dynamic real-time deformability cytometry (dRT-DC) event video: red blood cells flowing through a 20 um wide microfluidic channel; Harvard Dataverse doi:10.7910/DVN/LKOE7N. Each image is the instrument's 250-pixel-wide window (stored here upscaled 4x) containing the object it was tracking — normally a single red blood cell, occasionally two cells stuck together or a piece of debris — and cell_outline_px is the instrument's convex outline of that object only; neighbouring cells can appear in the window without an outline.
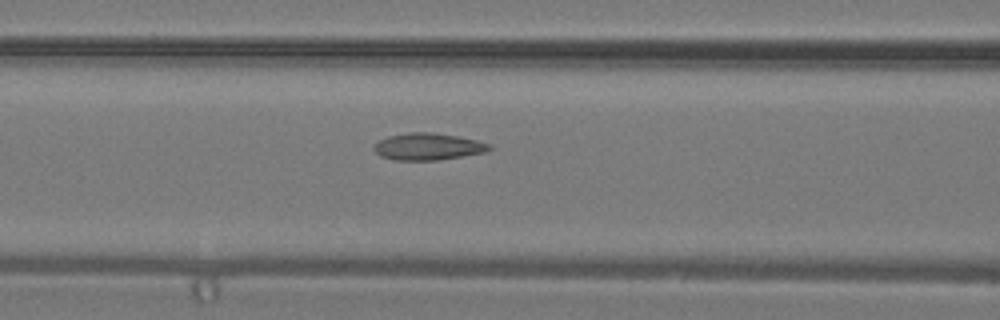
{"species": "common noctule bat (a hibernating species)", "species_latin": "Nyctalus noctula", "temperature_condition": "warm", "stored_images_in_passage": 10, "camera_frame_rate_fps": 3000, "um_per_image_px": 0.085, "animal": {"sex": "male", "body_mass_g": 19.2, "forearm_length_mm": 51.8}, "frame": {"image": 1, "passage_image": 4, "time_ms": 1.0, "image_size_px": [1000, 320], "cell_outline_px": [[492, 148], [484, 152], [436, 160], [392, 160], [380, 156], [372, 148], [380, 140], [388, 136], [412, 132], [432, 132], [460, 136], [492, 144]], "centroid_in_image_um": [36.37, 12.45], "position_along_channel_um": 130.2, "area_um2": 18.03}}
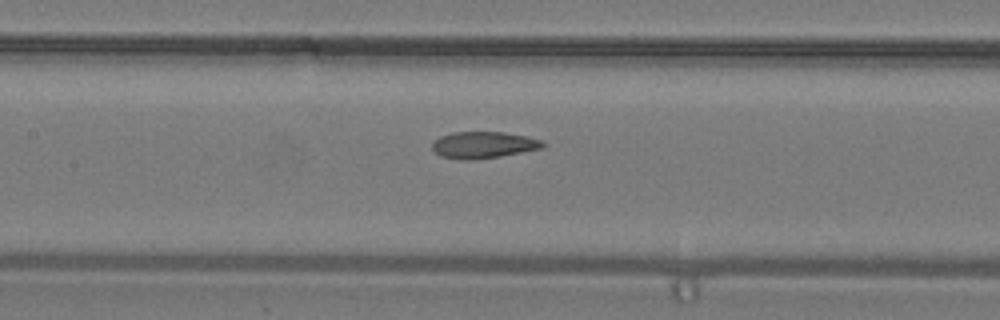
{"frame": {"image": 2, "passage_image": 6, "time_ms": 1.667, "image_size_px": [1000, 320], "cell_outline_px": [[548, 144], [544, 148], [500, 156], [472, 160], [460, 160], [440, 156], [432, 148], [432, 140], [440, 136], [452, 132], [504, 132], [528, 136], [540, 140]], "centroid_in_image_um": [41.09, 12.31], "position_along_channel_um": 166.3, "area_um2": 17.4}}
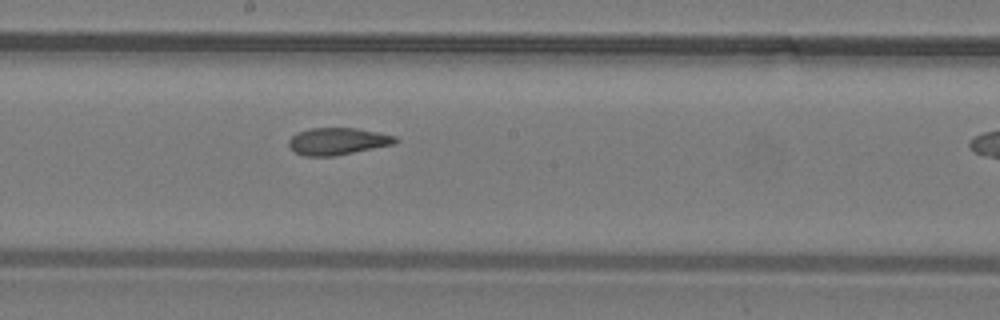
{"frame": {"image": 3, "passage_image": 9, "time_ms": 2.667, "image_size_px": [1000, 320], "cell_outline_px": [[400, 140], [396, 144], [332, 156], [304, 156], [296, 152], [288, 144], [288, 140], [296, 132], [312, 128], [356, 128], [396, 136]], "centroid_in_image_um": [28.72, 12.0], "position_along_channel_um": 219.5, "area_um2": 16.76}}